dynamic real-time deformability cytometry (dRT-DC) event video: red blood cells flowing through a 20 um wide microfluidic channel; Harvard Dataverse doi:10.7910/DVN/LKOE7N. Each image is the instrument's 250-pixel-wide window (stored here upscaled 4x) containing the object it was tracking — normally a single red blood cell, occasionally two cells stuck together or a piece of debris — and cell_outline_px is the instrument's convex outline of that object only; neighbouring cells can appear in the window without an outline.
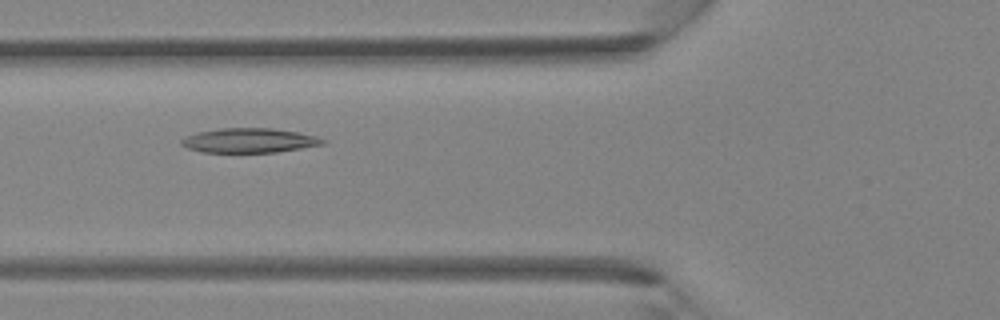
{"species": "Egyptian fruit bat (a non-hibernating species)", "species_latin": "Rousettus aegyptiacus", "temperature_condition": "room temperature", "stored_images_in_passage": 40, "camera_frame_rate_fps": 3000, "um_per_image_px": 0.085, "animal": {"sex": "female"}, "frame": {"image": 1, "passage_image": 15, "time_ms": 4.667, "image_size_px": [1000, 320], "cell_outline_px": [[328, 140], [324, 144], [276, 152], [200, 152], [188, 148], [180, 144], [180, 140], [196, 132], [220, 128], [272, 128], [296, 132], [316, 136]], "centroid_in_image_um": [21.18, 11.94], "position_along_channel_um": 104.6, "area_um2": 20.11}}
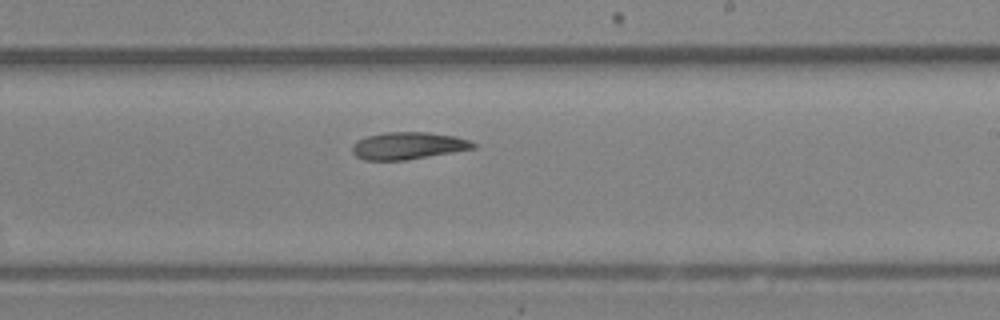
{"frame": {"image": 2, "passage_image": 24, "time_ms": 7.667, "image_size_px": [1000, 320], "cell_outline_px": [[476, 148], [404, 160], [364, 160], [356, 156], [352, 152], [352, 144], [356, 140], [368, 136], [384, 132], [428, 132], [456, 136], [468, 140], [476, 144]], "centroid_in_image_um": [34.66, 12.38], "position_along_channel_um": 254.3, "area_um2": 19.13}}
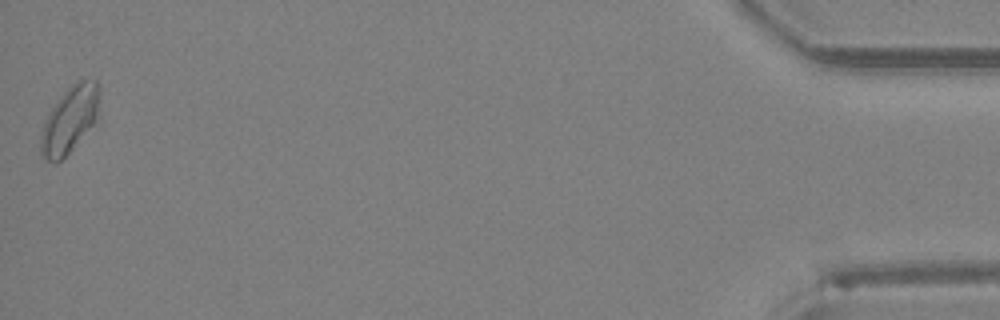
{"frame": {"image": 3, "passage_image": 40, "time_ms": 13.0, "image_size_px": [1000, 320], "cell_outline_px": [[100, 120], [56, 164], [52, 164], [40, 156], [40, 136], [44, 120], [60, 96], [76, 80], [84, 76], [96, 80], [100, 88]], "centroid_in_image_um": [5.98, 10.13], "position_along_channel_um": 429.2, "area_um2": 23.7}}